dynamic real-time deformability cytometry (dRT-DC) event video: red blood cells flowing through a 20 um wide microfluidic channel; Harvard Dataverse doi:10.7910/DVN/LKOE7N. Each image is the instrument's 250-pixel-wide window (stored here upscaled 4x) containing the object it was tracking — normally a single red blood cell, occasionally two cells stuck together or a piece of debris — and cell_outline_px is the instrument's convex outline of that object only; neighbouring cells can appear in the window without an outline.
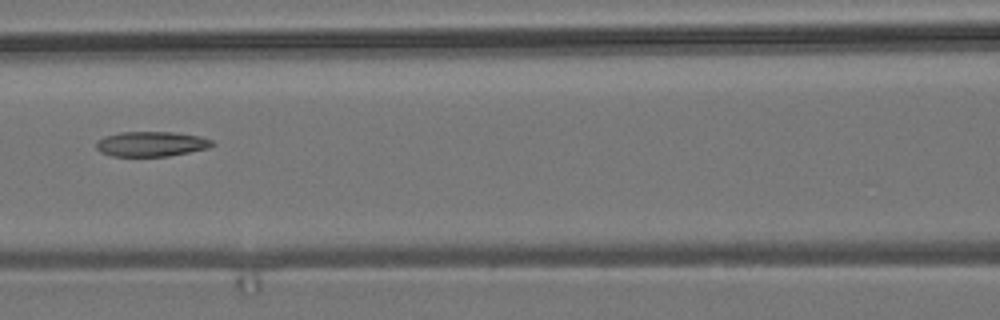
{"species": "common noctule bat (a hibernating species)", "species_latin": "Nyctalus noctula", "temperature_condition": "room temperature", "stored_images_in_passage": 9, "camera_frame_rate_fps": 3000, "um_per_image_px": 0.085, "animal": {"sex": "male", "body_mass_g": 19.2, "forearm_length_mm": 51.8}, "frame": {"image": 1, "passage_image": 7, "time_ms": 7.0, "image_size_px": [1000, 320], "cell_outline_px": [[216, 144], [208, 148], [168, 156], [112, 156], [100, 152], [96, 148], [96, 140], [104, 136], [120, 132], [172, 132], [200, 136], [212, 140]], "centroid_in_image_um": [12.83, 12.23], "position_along_channel_um": 153.8, "area_um2": 16.94}}
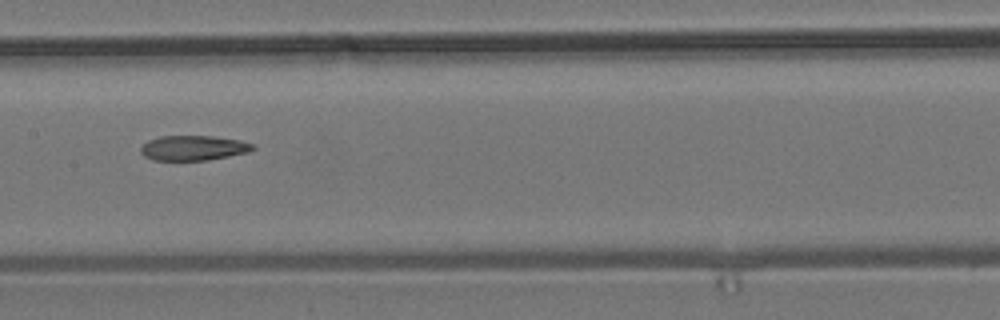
{"frame": {"image": 2, "passage_image": 8, "time_ms": 8.0, "image_size_px": [1000, 320], "cell_outline_px": [[256, 148], [248, 152], [208, 160], [152, 160], [144, 156], [140, 152], [140, 148], [148, 140], [160, 136], [212, 136], [240, 140], [256, 144]], "centroid_in_image_um": [16.45, 12.57], "position_along_channel_um": 191.0, "area_um2": 16.36}}
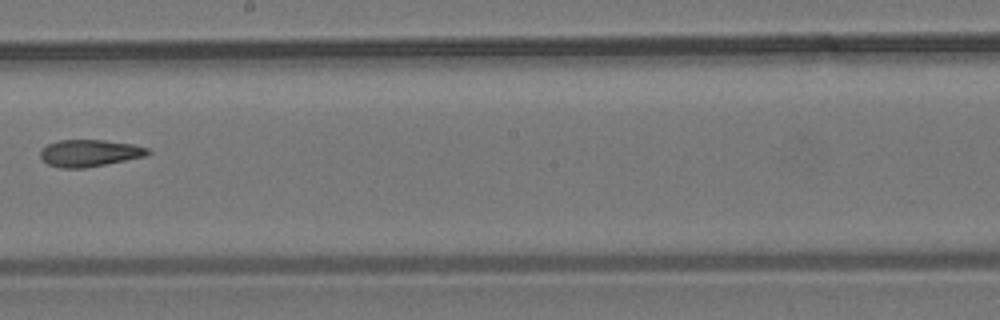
{"frame": {"image": 3, "passage_image": 9, "time_ms": 9.333, "image_size_px": [1000, 320], "cell_outline_px": [[152, 152], [144, 156], [84, 168], [60, 168], [48, 164], [40, 156], [40, 152], [48, 144], [60, 140], [104, 140], [132, 144], [148, 148]], "centroid_in_image_um": [7.6, 13.01], "position_along_channel_um": 240.6, "area_um2": 16.59}}